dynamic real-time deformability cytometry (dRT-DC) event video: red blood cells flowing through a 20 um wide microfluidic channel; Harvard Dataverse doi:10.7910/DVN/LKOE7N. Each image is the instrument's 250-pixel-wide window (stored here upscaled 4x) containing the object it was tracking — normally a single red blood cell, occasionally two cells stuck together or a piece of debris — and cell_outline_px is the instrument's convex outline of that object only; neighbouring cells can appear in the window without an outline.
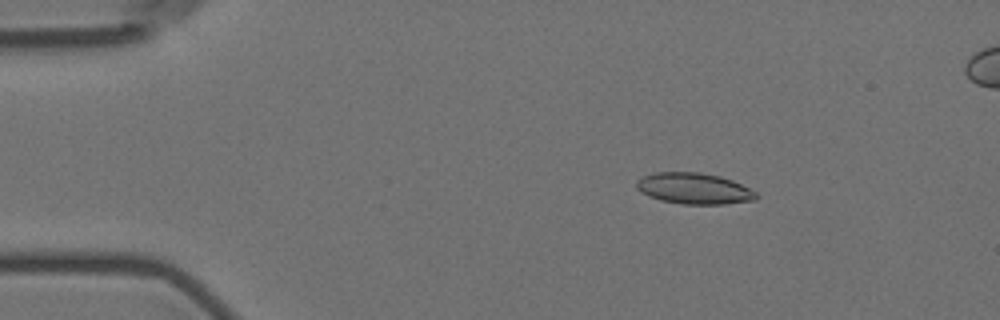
{"species": "Egyptian fruit bat (a non-hibernating species)", "species_latin": "Rousettus aegyptiacus", "temperature_condition": "room temperature", "stored_images_in_passage": 7, "camera_frame_rate_fps": 3000, "um_per_image_px": 0.085, "animal": {"sex": "female"}, "frame": {"image": 1, "passage_image": 3, "time_ms": 2.333, "image_size_px": [1000, 320], "cell_outline_px": [[760, 196], [756, 200], [724, 204], [684, 204], [660, 200], [648, 196], [640, 192], [636, 188], [636, 180], [644, 176], [656, 172], [700, 172], [720, 176], [732, 180], [756, 192]], "centroid_in_image_um": [58.99, 16.02], "position_along_channel_um": 26.0, "area_um2": 21.79}}
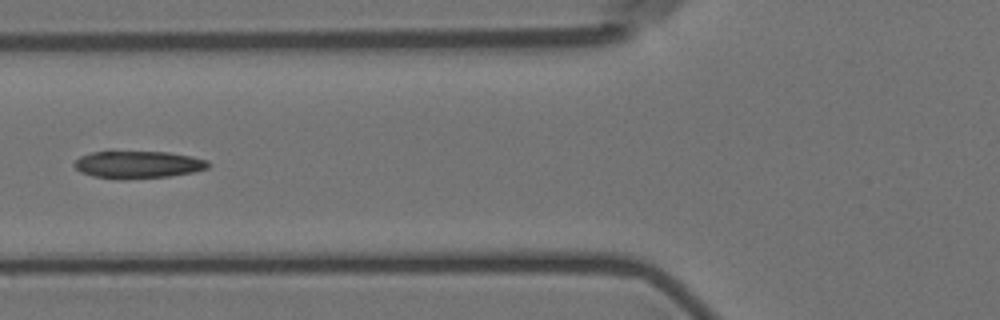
{"frame": {"image": 2, "passage_image": 7, "time_ms": 6.667, "image_size_px": [1000, 320], "cell_outline_px": [[208, 168], [192, 172], [168, 176], [128, 180], [124, 180], [92, 176], [80, 172], [72, 164], [80, 156], [92, 152], [108, 148], [168, 152], [192, 156], [208, 160]], "centroid_in_image_um": [11.64, 13.94], "position_along_channel_um": 114.2, "area_um2": 22.48}}